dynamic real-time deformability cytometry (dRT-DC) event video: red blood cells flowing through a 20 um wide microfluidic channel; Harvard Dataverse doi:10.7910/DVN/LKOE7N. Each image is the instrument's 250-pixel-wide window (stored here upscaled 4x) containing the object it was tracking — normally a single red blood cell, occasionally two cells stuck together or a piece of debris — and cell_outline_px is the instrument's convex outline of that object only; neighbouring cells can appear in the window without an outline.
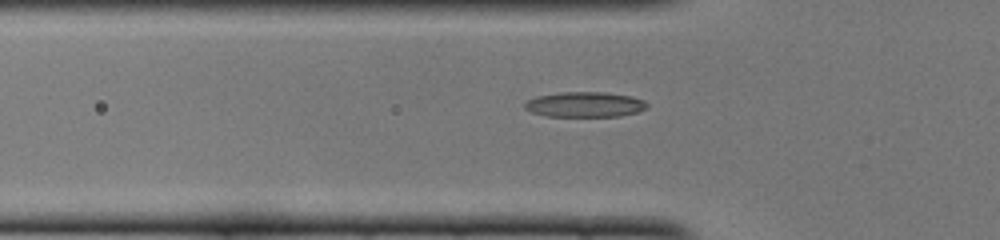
{"species": "common noctule bat (a hibernating species)", "species_latin": "Nyctalus noctula", "temperature_condition": "cold", "stored_images_in_passage": 34, "camera_frame_rate_fps": 3000, "um_per_image_px": 0.085, "animal": {"sex": "female", "body_mass_g": 22.0, "forearm_length_mm": 56.7}, "frame": {"image": 1, "passage_image": 6, "time_ms": 1.667, "image_size_px": [1000, 240], "cell_outline_px": [[648, 104], [644, 108], [636, 112], [620, 116], [548, 116], [532, 112], [524, 108], [524, 104], [528, 100], [536, 96], [564, 92], [604, 92], [632, 96], [644, 100]], "centroid_in_image_um": [49.71, 8.87], "position_along_channel_um": 76.1, "area_um2": 17.8}}
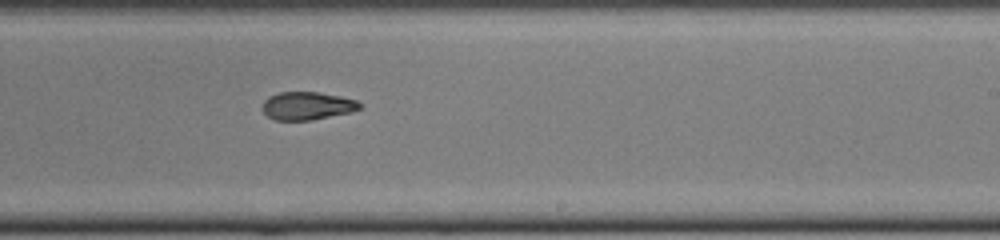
{"frame": {"image": 2, "passage_image": 20, "time_ms": 6.333, "image_size_px": [1000, 240], "cell_outline_px": [[364, 104], [360, 108], [352, 112], [312, 120], [276, 120], [268, 116], [264, 112], [264, 100], [268, 96], [280, 92], [316, 92], [340, 96], [356, 100]], "centroid_in_image_um": [26.15, 8.99], "position_along_channel_um": 262.8, "area_um2": 15.84}}
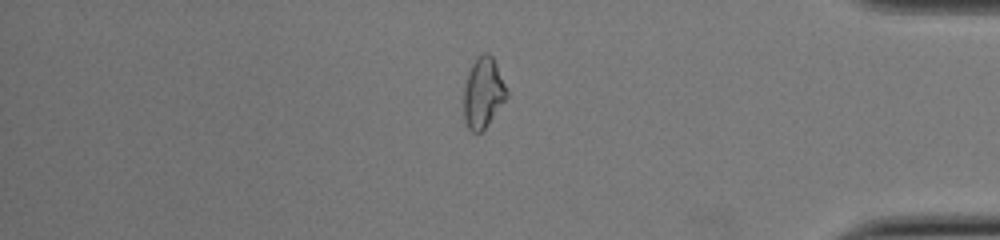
{"frame": {"image": 3, "passage_image": 32, "time_ms": 10.333, "image_size_px": [1000, 240], "cell_outline_px": [[508, 96], [488, 124], [480, 132], [472, 132], [468, 128], [464, 120], [464, 84], [468, 72], [472, 64], [484, 52], [488, 52], [492, 56], [496, 64], [508, 92]], "centroid_in_image_um": [41.06, 7.9], "position_along_channel_um": 394.1, "area_um2": 17.46}}